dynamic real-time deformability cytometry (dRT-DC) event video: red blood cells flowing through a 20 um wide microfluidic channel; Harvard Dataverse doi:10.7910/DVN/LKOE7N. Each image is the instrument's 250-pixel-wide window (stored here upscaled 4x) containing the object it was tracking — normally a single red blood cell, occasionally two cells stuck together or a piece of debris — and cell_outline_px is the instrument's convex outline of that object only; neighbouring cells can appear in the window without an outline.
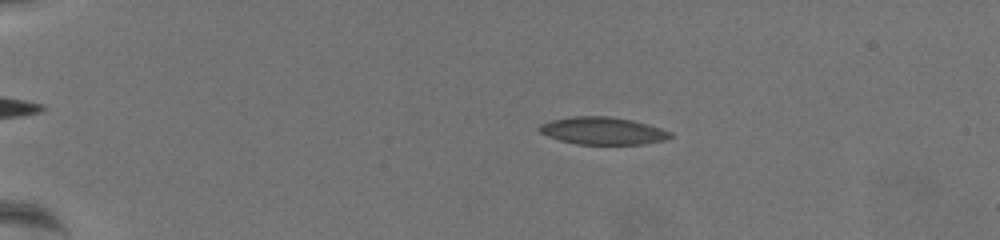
{"species": "common noctule bat (a hibernating species)", "species_latin": "Nyctalus noctula", "temperature_condition": "warm", "stored_images_in_passage": 65, "camera_frame_rate_fps": 3000, "um_per_image_px": 0.085, "animal": {"sex": "female", "body_mass_g": 19.5, "forearm_length_mm": 54.1}, "frame": {"image": 1, "passage_image": 15, "time_ms": 4.667, "image_size_px": [1000, 240], "cell_outline_px": [[672, 136], [664, 140], [640, 144], [576, 144], [560, 140], [548, 136], [540, 132], [540, 124], [552, 120], [572, 116], [608, 116], [632, 120], [660, 128], [672, 132]], "centroid_in_image_um": [51.23, 11.12], "position_along_channel_um": 33.8, "area_um2": 20.69}}
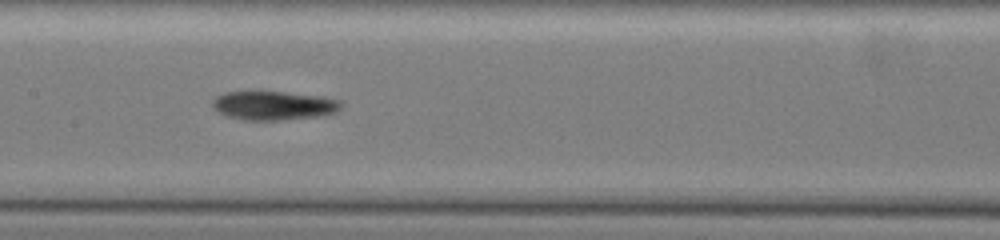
{"frame": {"image": 2, "passage_image": 36, "time_ms": 11.667, "image_size_px": [1000, 240], "cell_outline_px": [[340, 108], [336, 112], [316, 116], [276, 120], [244, 120], [228, 116], [212, 108], [212, 100], [216, 96], [224, 92], [280, 92], [316, 96], [340, 100]], "centroid_in_image_um": [23.19, 8.97], "position_along_channel_um": 184.2, "area_um2": 21.15}}
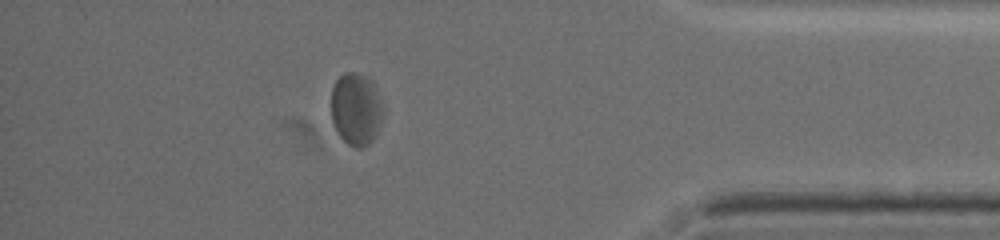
{"frame": {"image": 3, "passage_image": 58, "time_ms": 19.0, "image_size_px": [1000, 240], "cell_outline_px": [[384, 108], [380, 124], [376, 136], [368, 144], [360, 148], [356, 148], [348, 144], [336, 132], [332, 124], [332, 88], [336, 80], [344, 72], [356, 72], [372, 80]], "centroid_in_image_um": [30.27, 9.28], "position_along_channel_um": 404.9, "area_um2": 22.02}, "authors_computed_cell_mechanics": {"area_um2": 21.386, "velocity_mm_per_s": 3.3825, "shape_relaxation_time_tau1_ms": 4.3579, "shape_relaxation_time_tau2_ms": 2.1876, "deformation_change_tau1": 0.1031, "deformation_change_tau2": 0.0713}}